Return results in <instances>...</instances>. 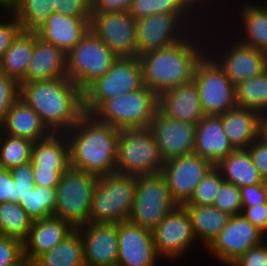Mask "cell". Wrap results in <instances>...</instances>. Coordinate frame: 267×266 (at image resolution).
<instances>
[{
  "label": "cell",
  "mask_w": 267,
  "mask_h": 266,
  "mask_svg": "<svg viewBox=\"0 0 267 266\" xmlns=\"http://www.w3.org/2000/svg\"><path fill=\"white\" fill-rule=\"evenodd\" d=\"M215 167L226 182L239 188L265 182L246 149H235L220 160Z\"/></svg>",
  "instance_id": "30"
},
{
  "label": "cell",
  "mask_w": 267,
  "mask_h": 266,
  "mask_svg": "<svg viewBox=\"0 0 267 266\" xmlns=\"http://www.w3.org/2000/svg\"><path fill=\"white\" fill-rule=\"evenodd\" d=\"M207 53L196 65L193 80L205 115H222L237 106L235 86L223 68Z\"/></svg>",
  "instance_id": "10"
},
{
  "label": "cell",
  "mask_w": 267,
  "mask_h": 266,
  "mask_svg": "<svg viewBox=\"0 0 267 266\" xmlns=\"http://www.w3.org/2000/svg\"><path fill=\"white\" fill-rule=\"evenodd\" d=\"M23 257V243L0 234V266H11Z\"/></svg>",
  "instance_id": "44"
},
{
  "label": "cell",
  "mask_w": 267,
  "mask_h": 266,
  "mask_svg": "<svg viewBox=\"0 0 267 266\" xmlns=\"http://www.w3.org/2000/svg\"><path fill=\"white\" fill-rule=\"evenodd\" d=\"M33 266H85L80 233L75 229L58 245L39 256Z\"/></svg>",
  "instance_id": "33"
},
{
  "label": "cell",
  "mask_w": 267,
  "mask_h": 266,
  "mask_svg": "<svg viewBox=\"0 0 267 266\" xmlns=\"http://www.w3.org/2000/svg\"><path fill=\"white\" fill-rule=\"evenodd\" d=\"M15 202V185L9 170L0 167V203Z\"/></svg>",
  "instance_id": "53"
},
{
  "label": "cell",
  "mask_w": 267,
  "mask_h": 266,
  "mask_svg": "<svg viewBox=\"0 0 267 266\" xmlns=\"http://www.w3.org/2000/svg\"><path fill=\"white\" fill-rule=\"evenodd\" d=\"M212 167L209 161L194 153L164 162L161 174L167 182L172 200L178 206L186 204Z\"/></svg>",
  "instance_id": "15"
},
{
  "label": "cell",
  "mask_w": 267,
  "mask_h": 266,
  "mask_svg": "<svg viewBox=\"0 0 267 266\" xmlns=\"http://www.w3.org/2000/svg\"><path fill=\"white\" fill-rule=\"evenodd\" d=\"M67 77L66 54L51 43L45 42L35 33L32 58L28 63L25 78L19 83Z\"/></svg>",
  "instance_id": "24"
},
{
  "label": "cell",
  "mask_w": 267,
  "mask_h": 266,
  "mask_svg": "<svg viewBox=\"0 0 267 266\" xmlns=\"http://www.w3.org/2000/svg\"><path fill=\"white\" fill-rule=\"evenodd\" d=\"M74 230L69 222L54 215L32 221L28 237L23 242V256L33 263Z\"/></svg>",
  "instance_id": "22"
},
{
  "label": "cell",
  "mask_w": 267,
  "mask_h": 266,
  "mask_svg": "<svg viewBox=\"0 0 267 266\" xmlns=\"http://www.w3.org/2000/svg\"><path fill=\"white\" fill-rule=\"evenodd\" d=\"M31 163L33 167L68 169L70 155L65 132H51L47 137L34 142Z\"/></svg>",
  "instance_id": "28"
},
{
  "label": "cell",
  "mask_w": 267,
  "mask_h": 266,
  "mask_svg": "<svg viewBox=\"0 0 267 266\" xmlns=\"http://www.w3.org/2000/svg\"><path fill=\"white\" fill-rule=\"evenodd\" d=\"M117 59L109 47L90 29L66 54L67 77L84 91L103 76Z\"/></svg>",
  "instance_id": "9"
},
{
  "label": "cell",
  "mask_w": 267,
  "mask_h": 266,
  "mask_svg": "<svg viewBox=\"0 0 267 266\" xmlns=\"http://www.w3.org/2000/svg\"><path fill=\"white\" fill-rule=\"evenodd\" d=\"M213 206L230 216L240 215L242 200L239 187L224 181L214 199Z\"/></svg>",
  "instance_id": "41"
},
{
  "label": "cell",
  "mask_w": 267,
  "mask_h": 266,
  "mask_svg": "<svg viewBox=\"0 0 267 266\" xmlns=\"http://www.w3.org/2000/svg\"><path fill=\"white\" fill-rule=\"evenodd\" d=\"M159 258L151 230L129 221L118 223L117 266H156Z\"/></svg>",
  "instance_id": "18"
},
{
  "label": "cell",
  "mask_w": 267,
  "mask_h": 266,
  "mask_svg": "<svg viewBox=\"0 0 267 266\" xmlns=\"http://www.w3.org/2000/svg\"><path fill=\"white\" fill-rule=\"evenodd\" d=\"M144 86L138 57L117 58L111 68L84 91V111L92 114L105 100Z\"/></svg>",
  "instance_id": "8"
},
{
  "label": "cell",
  "mask_w": 267,
  "mask_h": 266,
  "mask_svg": "<svg viewBox=\"0 0 267 266\" xmlns=\"http://www.w3.org/2000/svg\"><path fill=\"white\" fill-rule=\"evenodd\" d=\"M156 252L161 258L177 259L187 253L196 237L184 206H176L152 230Z\"/></svg>",
  "instance_id": "14"
},
{
  "label": "cell",
  "mask_w": 267,
  "mask_h": 266,
  "mask_svg": "<svg viewBox=\"0 0 267 266\" xmlns=\"http://www.w3.org/2000/svg\"><path fill=\"white\" fill-rule=\"evenodd\" d=\"M149 128L164 162L193 154L196 124L168 118L158 110Z\"/></svg>",
  "instance_id": "17"
},
{
  "label": "cell",
  "mask_w": 267,
  "mask_h": 266,
  "mask_svg": "<svg viewBox=\"0 0 267 266\" xmlns=\"http://www.w3.org/2000/svg\"><path fill=\"white\" fill-rule=\"evenodd\" d=\"M91 17L65 16L53 13L43 28L37 32L39 38L69 53L90 29Z\"/></svg>",
  "instance_id": "25"
},
{
  "label": "cell",
  "mask_w": 267,
  "mask_h": 266,
  "mask_svg": "<svg viewBox=\"0 0 267 266\" xmlns=\"http://www.w3.org/2000/svg\"><path fill=\"white\" fill-rule=\"evenodd\" d=\"M53 0H15L11 13L22 25V32L37 33L54 13Z\"/></svg>",
  "instance_id": "34"
},
{
  "label": "cell",
  "mask_w": 267,
  "mask_h": 266,
  "mask_svg": "<svg viewBox=\"0 0 267 266\" xmlns=\"http://www.w3.org/2000/svg\"><path fill=\"white\" fill-rule=\"evenodd\" d=\"M232 44L226 48V52L223 51L221 54L214 52L216 56L210 55L223 68L234 86L267 70V53L243 45L239 42V38Z\"/></svg>",
  "instance_id": "20"
},
{
  "label": "cell",
  "mask_w": 267,
  "mask_h": 266,
  "mask_svg": "<svg viewBox=\"0 0 267 266\" xmlns=\"http://www.w3.org/2000/svg\"><path fill=\"white\" fill-rule=\"evenodd\" d=\"M192 16L193 14H154L136 20L138 57L183 40L188 33L187 29H190V24L185 19L191 20Z\"/></svg>",
  "instance_id": "12"
},
{
  "label": "cell",
  "mask_w": 267,
  "mask_h": 266,
  "mask_svg": "<svg viewBox=\"0 0 267 266\" xmlns=\"http://www.w3.org/2000/svg\"><path fill=\"white\" fill-rule=\"evenodd\" d=\"M15 0H0V7L5 8L8 12L11 11Z\"/></svg>",
  "instance_id": "56"
},
{
  "label": "cell",
  "mask_w": 267,
  "mask_h": 266,
  "mask_svg": "<svg viewBox=\"0 0 267 266\" xmlns=\"http://www.w3.org/2000/svg\"><path fill=\"white\" fill-rule=\"evenodd\" d=\"M224 181L220 171L213 166L198 183L191 199L186 204L213 205Z\"/></svg>",
  "instance_id": "40"
},
{
  "label": "cell",
  "mask_w": 267,
  "mask_h": 266,
  "mask_svg": "<svg viewBox=\"0 0 267 266\" xmlns=\"http://www.w3.org/2000/svg\"><path fill=\"white\" fill-rule=\"evenodd\" d=\"M15 186L35 187L32 163L19 165L9 170Z\"/></svg>",
  "instance_id": "52"
},
{
  "label": "cell",
  "mask_w": 267,
  "mask_h": 266,
  "mask_svg": "<svg viewBox=\"0 0 267 266\" xmlns=\"http://www.w3.org/2000/svg\"><path fill=\"white\" fill-rule=\"evenodd\" d=\"M158 110L168 118L194 124L205 116L194 80L161 93Z\"/></svg>",
  "instance_id": "21"
},
{
  "label": "cell",
  "mask_w": 267,
  "mask_h": 266,
  "mask_svg": "<svg viewBox=\"0 0 267 266\" xmlns=\"http://www.w3.org/2000/svg\"><path fill=\"white\" fill-rule=\"evenodd\" d=\"M32 141L0 131V167L10 170L31 162Z\"/></svg>",
  "instance_id": "37"
},
{
  "label": "cell",
  "mask_w": 267,
  "mask_h": 266,
  "mask_svg": "<svg viewBox=\"0 0 267 266\" xmlns=\"http://www.w3.org/2000/svg\"><path fill=\"white\" fill-rule=\"evenodd\" d=\"M92 0H53L55 13L74 17H91Z\"/></svg>",
  "instance_id": "43"
},
{
  "label": "cell",
  "mask_w": 267,
  "mask_h": 266,
  "mask_svg": "<svg viewBox=\"0 0 267 266\" xmlns=\"http://www.w3.org/2000/svg\"><path fill=\"white\" fill-rule=\"evenodd\" d=\"M239 11L245 30L239 42L267 53V5L258 6L250 2Z\"/></svg>",
  "instance_id": "32"
},
{
  "label": "cell",
  "mask_w": 267,
  "mask_h": 266,
  "mask_svg": "<svg viewBox=\"0 0 267 266\" xmlns=\"http://www.w3.org/2000/svg\"><path fill=\"white\" fill-rule=\"evenodd\" d=\"M20 86L11 77L0 72V127L3 125L12 104L19 98Z\"/></svg>",
  "instance_id": "42"
},
{
  "label": "cell",
  "mask_w": 267,
  "mask_h": 266,
  "mask_svg": "<svg viewBox=\"0 0 267 266\" xmlns=\"http://www.w3.org/2000/svg\"><path fill=\"white\" fill-rule=\"evenodd\" d=\"M66 170L33 167L35 185L56 189L61 180V175Z\"/></svg>",
  "instance_id": "50"
},
{
  "label": "cell",
  "mask_w": 267,
  "mask_h": 266,
  "mask_svg": "<svg viewBox=\"0 0 267 266\" xmlns=\"http://www.w3.org/2000/svg\"><path fill=\"white\" fill-rule=\"evenodd\" d=\"M119 129L84 113L65 132L69 144L70 166L102 176L116 172Z\"/></svg>",
  "instance_id": "2"
},
{
  "label": "cell",
  "mask_w": 267,
  "mask_h": 266,
  "mask_svg": "<svg viewBox=\"0 0 267 266\" xmlns=\"http://www.w3.org/2000/svg\"><path fill=\"white\" fill-rule=\"evenodd\" d=\"M19 204L33 221L53 216L56 206V189L35 186L28 190Z\"/></svg>",
  "instance_id": "38"
},
{
  "label": "cell",
  "mask_w": 267,
  "mask_h": 266,
  "mask_svg": "<svg viewBox=\"0 0 267 266\" xmlns=\"http://www.w3.org/2000/svg\"><path fill=\"white\" fill-rule=\"evenodd\" d=\"M137 176L120 173L98 177L92 194L89 223L128 221L135 201Z\"/></svg>",
  "instance_id": "4"
},
{
  "label": "cell",
  "mask_w": 267,
  "mask_h": 266,
  "mask_svg": "<svg viewBox=\"0 0 267 266\" xmlns=\"http://www.w3.org/2000/svg\"><path fill=\"white\" fill-rule=\"evenodd\" d=\"M164 160L149 127L119 130L116 172L125 175L161 173Z\"/></svg>",
  "instance_id": "5"
},
{
  "label": "cell",
  "mask_w": 267,
  "mask_h": 266,
  "mask_svg": "<svg viewBox=\"0 0 267 266\" xmlns=\"http://www.w3.org/2000/svg\"><path fill=\"white\" fill-rule=\"evenodd\" d=\"M187 3L193 8L198 11L200 8H202L201 4L203 5L205 1H208L210 3L209 0H186ZM197 6V7H196ZM201 6V7H198ZM195 7V8H194Z\"/></svg>",
  "instance_id": "57"
},
{
  "label": "cell",
  "mask_w": 267,
  "mask_h": 266,
  "mask_svg": "<svg viewBox=\"0 0 267 266\" xmlns=\"http://www.w3.org/2000/svg\"><path fill=\"white\" fill-rule=\"evenodd\" d=\"M185 36L177 44L139 56L143 83L158 96L164 91L193 80L199 60L208 51L192 36ZM191 41H190V40ZM204 48V49H202Z\"/></svg>",
  "instance_id": "3"
},
{
  "label": "cell",
  "mask_w": 267,
  "mask_h": 266,
  "mask_svg": "<svg viewBox=\"0 0 267 266\" xmlns=\"http://www.w3.org/2000/svg\"><path fill=\"white\" fill-rule=\"evenodd\" d=\"M242 207L267 203V181L264 183L241 187Z\"/></svg>",
  "instance_id": "47"
},
{
  "label": "cell",
  "mask_w": 267,
  "mask_h": 266,
  "mask_svg": "<svg viewBox=\"0 0 267 266\" xmlns=\"http://www.w3.org/2000/svg\"><path fill=\"white\" fill-rule=\"evenodd\" d=\"M196 14L186 0H133L129 14L134 20L154 14Z\"/></svg>",
  "instance_id": "39"
},
{
  "label": "cell",
  "mask_w": 267,
  "mask_h": 266,
  "mask_svg": "<svg viewBox=\"0 0 267 266\" xmlns=\"http://www.w3.org/2000/svg\"><path fill=\"white\" fill-rule=\"evenodd\" d=\"M12 18V19H11ZM9 21H0V60L4 52L22 32V25L12 14Z\"/></svg>",
  "instance_id": "46"
},
{
  "label": "cell",
  "mask_w": 267,
  "mask_h": 266,
  "mask_svg": "<svg viewBox=\"0 0 267 266\" xmlns=\"http://www.w3.org/2000/svg\"><path fill=\"white\" fill-rule=\"evenodd\" d=\"M32 219L15 202L0 203V234L21 241L28 237Z\"/></svg>",
  "instance_id": "36"
},
{
  "label": "cell",
  "mask_w": 267,
  "mask_h": 266,
  "mask_svg": "<svg viewBox=\"0 0 267 266\" xmlns=\"http://www.w3.org/2000/svg\"><path fill=\"white\" fill-rule=\"evenodd\" d=\"M260 137L263 138L267 142V114L261 115Z\"/></svg>",
  "instance_id": "55"
},
{
  "label": "cell",
  "mask_w": 267,
  "mask_h": 266,
  "mask_svg": "<svg viewBox=\"0 0 267 266\" xmlns=\"http://www.w3.org/2000/svg\"><path fill=\"white\" fill-rule=\"evenodd\" d=\"M230 266H267V242L250 248Z\"/></svg>",
  "instance_id": "48"
},
{
  "label": "cell",
  "mask_w": 267,
  "mask_h": 266,
  "mask_svg": "<svg viewBox=\"0 0 267 266\" xmlns=\"http://www.w3.org/2000/svg\"><path fill=\"white\" fill-rule=\"evenodd\" d=\"M191 218L196 242L199 237L200 243L208 247L220 234L231 218L230 215L213 205H183Z\"/></svg>",
  "instance_id": "29"
},
{
  "label": "cell",
  "mask_w": 267,
  "mask_h": 266,
  "mask_svg": "<svg viewBox=\"0 0 267 266\" xmlns=\"http://www.w3.org/2000/svg\"><path fill=\"white\" fill-rule=\"evenodd\" d=\"M234 150L224 133L220 115H205L196 124L194 154L215 166Z\"/></svg>",
  "instance_id": "23"
},
{
  "label": "cell",
  "mask_w": 267,
  "mask_h": 266,
  "mask_svg": "<svg viewBox=\"0 0 267 266\" xmlns=\"http://www.w3.org/2000/svg\"><path fill=\"white\" fill-rule=\"evenodd\" d=\"M0 131L32 142L43 139L51 133L36 111L20 97L10 107Z\"/></svg>",
  "instance_id": "27"
},
{
  "label": "cell",
  "mask_w": 267,
  "mask_h": 266,
  "mask_svg": "<svg viewBox=\"0 0 267 266\" xmlns=\"http://www.w3.org/2000/svg\"><path fill=\"white\" fill-rule=\"evenodd\" d=\"M220 116L224 133L235 149H246L260 136L259 112L236 106Z\"/></svg>",
  "instance_id": "26"
},
{
  "label": "cell",
  "mask_w": 267,
  "mask_h": 266,
  "mask_svg": "<svg viewBox=\"0 0 267 266\" xmlns=\"http://www.w3.org/2000/svg\"><path fill=\"white\" fill-rule=\"evenodd\" d=\"M11 266H33V263L30 262L25 256H23L17 263Z\"/></svg>",
  "instance_id": "58"
},
{
  "label": "cell",
  "mask_w": 267,
  "mask_h": 266,
  "mask_svg": "<svg viewBox=\"0 0 267 266\" xmlns=\"http://www.w3.org/2000/svg\"><path fill=\"white\" fill-rule=\"evenodd\" d=\"M159 96L147 86L105 100L92 114L115 128L149 127L158 111Z\"/></svg>",
  "instance_id": "6"
},
{
  "label": "cell",
  "mask_w": 267,
  "mask_h": 266,
  "mask_svg": "<svg viewBox=\"0 0 267 266\" xmlns=\"http://www.w3.org/2000/svg\"><path fill=\"white\" fill-rule=\"evenodd\" d=\"M246 150L264 181H267V142L260 136Z\"/></svg>",
  "instance_id": "45"
},
{
  "label": "cell",
  "mask_w": 267,
  "mask_h": 266,
  "mask_svg": "<svg viewBox=\"0 0 267 266\" xmlns=\"http://www.w3.org/2000/svg\"><path fill=\"white\" fill-rule=\"evenodd\" d=\"M19 97L51 132L70 130L85 113L83 91L68 77L22 83Z\"/></svg>",
  "instance_id": "1"
},
{
  "label": "cell",
  "mask_w": 267,
  "mask_h": 266,
  "mask_svg": "<svg viewBox=\"0 0 267 266\" xmlns=\"http://www.w3.org/2000/svg\"><path fill=\"white\" fill-rule=\"evenodd\" d=\"M264 240L265 234L240 214L231 216L207 249L230 266L250 248L259 246Z\"/></svg>",
  "instance_id": "16"
},
{
  "label": "cell",
  "mask_w": 267,
  "mask_h": 266,
  "mask_svg": "<svg viewBox=\"0 0 267 266\" xmlns=\"http://www.w3.org/2000/svg\"><path fill=\"white\" fill-rule=\"evenodd\" d=\"M241 215L264 234L267 233V203L242 207Z\"/></svg>",
  "instance_id": "49"
},
{
  "label": "cell",
  "mask_w": 267,
  "mask_h": 266,
  "mask_svg": "<svg viewBox=\"0 0 267 266\" xmlns=\"http://www.w3.org/2000/svg\"><path fill=\"white\" fill-rule=\"evenodd\" d=\"M90 30L117 58L138 57L136 20L128 12L92 13Z\"/></svg>",
  "instance_id": "13"
},
{
  "label": "cell",
  "mask_w": 267,
  "mask_h": 266,
  "mask_svg": "<svg viewBox=\"0 0 267 266\" xmlns=\"http://www.w3.org/2000/svg\"><path fill=\"white\" fill-rule=\"evenodd\" d=\"M75 229L83 242L85 266H117L118 224L88 222Z\"/></svg>",
  "instance_id": "19"
},
{
  "label": "cell",
  "mask_w": 267,
  "mask_h": 266,
  "mask_svg": "<svg viewBox=\"0 0 267 266\" xmlns=\"http://www.w3.org/2000/svg\"><path fill=\"white\" fill-rule=\"evenodd\" d=\"M98 176L69 167L56 188L54 216L69 222L74 228L89 222L92 194Z\"/></svg>",
  "instance_id": "7"
},
{
  "label": "cell",
  "mask_w": 267,
  "mask_h": 266,
  "mask_svg": "<svg viewBox=\"0 0 267 266\" xmlns=\"http://www.w3.org/2000/svg\"><path fill=\"white\" fill-rule=\"evenodd\" d=\"M133 0H92V13L129 12Z\"/></svg>",
  "instance_id": "51"
},
{
  "label": "cell",
  "mask_w": 267,
  "mask_h": 266,
  "mask_svg": "<svg viewBox=\"0 0 267 266\" xmlns=\"http://www.w3.org/2000/svg\"><path fill=\"white\" fill-rule=\"evenodd\" d=\"M33 188L34 187L15 186V203L19 204L23 200V197L28 192V190Z\"/></svg>",
  "instance_id": "54"
},
{
  "label": "cell",
  "mask_w": 267,
  "mask_h": 266,
  "mask_svg": "<svg viewBox=\"0 0 267 266\" xmlns=\"http://www.w3.org/2000/svg\"><path fill=\"white\" fill-rule=\"evenodd\" d=\"M236 104L267 114V70L235 85Z\"/></svg>",
  "instance_id": "35"
},
{
  "label": "cell",
  "mask_w": 267,
  "mask_h": 266,
  "mask_svg": "<svg viewBox=\"0 0 267 266\" xmlns=\"http://www.w3.org/2000/svg\"><path fill=\"white\" fill-rule=\"evenodd\" d=\"M176 206L161 173L137 176L135 201L128 221L152 231Z\"/></svg>",
  "instance_id": "11"
},
{
  "label": "cell",
  "mask_w": 267,
  "mask_h": 266,
  "mask_svg": "<svg viewBox=\"0 0 267 266\" xmlns=\"http://www.w3.org/2000/svg\"><path fill=\"white\" fill-rule=\"evenodd\" d=\"M35 33L21 32L0 60V72L13 78L18 84L25 78L28 63L32 58Z\"/></svg>",
  "instance_id": "31"
}]
</instances>
